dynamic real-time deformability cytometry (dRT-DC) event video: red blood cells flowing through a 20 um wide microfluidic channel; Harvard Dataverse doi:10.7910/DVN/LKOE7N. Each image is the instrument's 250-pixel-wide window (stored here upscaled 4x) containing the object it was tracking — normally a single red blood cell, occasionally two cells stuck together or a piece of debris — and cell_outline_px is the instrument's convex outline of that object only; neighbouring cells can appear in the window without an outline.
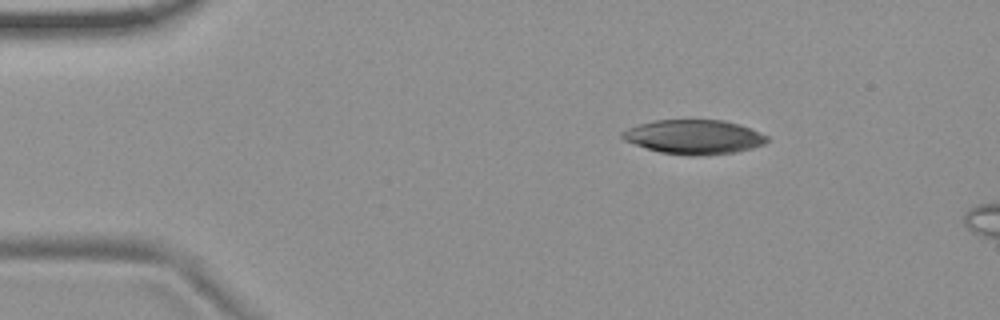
{"species": "common noctule bat (a hibernating species)", "species_latin": "Nyctalus noctula", "temperature_condition": "room temperature", "stored_images_in_passage": 4, "camera_frame_rate_fps": 3000, "um_per_image_px": 0.085, "animal": {"sex": "female", "body_mass_g": 19.9}, "frame": {"image": 1, "passage_image": 1, "time_ms": 0.0, "image_size_px": [1000, 320], "cell_outline_px": [[768, 140], [764, 144], [736, 152], [700, 156], [692, 156], [660, 152], [624, 140], [620, 136], [620, 132], [628, 128], [652, 120], [724, 120], [740, 124], [768, 136]], "centroid_in_image_um": [58.98, 11.63], "position_along_channel_um": 26.0, "area_um2": 28.84}}